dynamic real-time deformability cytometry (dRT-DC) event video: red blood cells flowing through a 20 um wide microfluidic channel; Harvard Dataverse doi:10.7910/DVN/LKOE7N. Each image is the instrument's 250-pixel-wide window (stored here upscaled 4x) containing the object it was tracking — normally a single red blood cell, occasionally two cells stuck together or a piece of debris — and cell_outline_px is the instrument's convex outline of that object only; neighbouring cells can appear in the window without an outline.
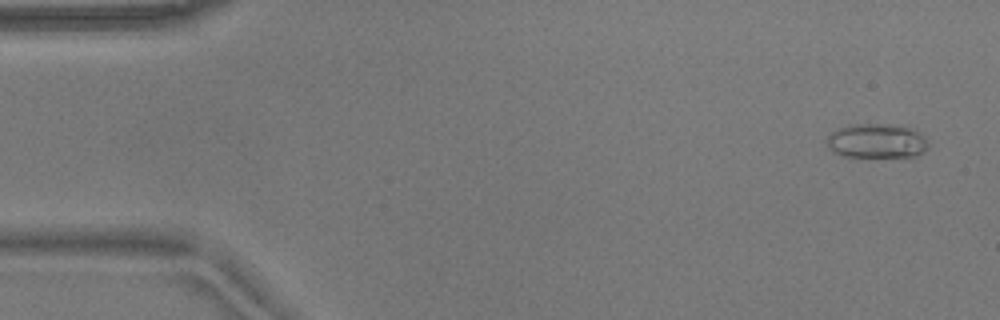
{"species": "common noctule bat (a hibernating species)", "species_latin": "Nyctalus noctula", "temperature_condition": "warm", "stored_images_in_passage": 54, "camera_frame_rate_fps": 3000, "um_per_image_px": 0.085, "animal": {"sex": "male", "body_mass_g": 17.9}, "frame": {"image": 1, "passage_image": 3, "time_ms": 0.667, "image_size_px": [1000, 320], "cell_outline_px": [[928, 148], [924, 152], [916, 156], [844, 156], [832, 152], [828, 148], [828, 136], [836, 128], [848, 124], [904, 124], [916, 128], [924, 136], [928, 144]], "centroid_in_image_um": [74.56, 11.94], "position_along_channel_um": 10.4, "area_um2": 20.75}}
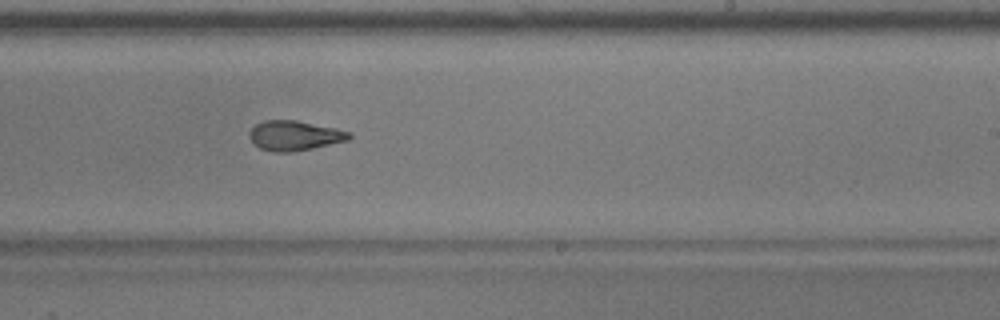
{"frame": {"image": 2, "passage_image": 33, "time_ms": 10.667, "image_size_px": [1000, 320], "cell_outline_px": [[352, 136], [348, 140], [312, 148], [292, 152], [272, 152], [260, 148], [252, 144], [248, 136], [248, 132], [256, 124], [264, 120], [296, 120], [336, 128], [352, 132]], "centroid_in_image_um": [25.01, 11.52], "position_along_channel_um": 264.0, "area_um2": 17.51}}
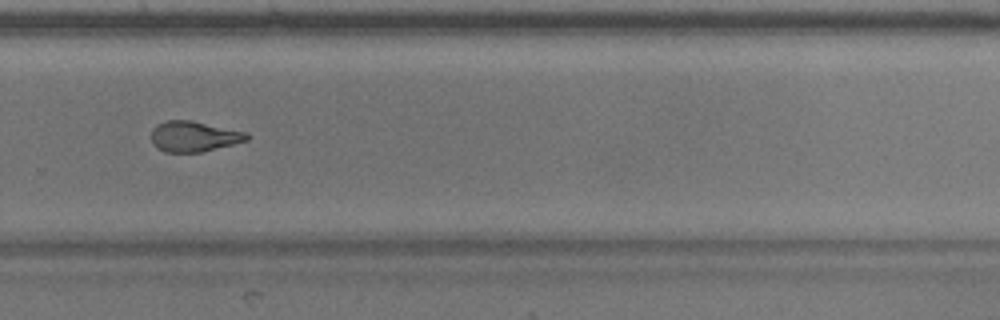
{"frame": {"image": 3, "passage_image": 37, "time_ms": 12.0, "image_size_px": [1000, 320], "cell_outline_px": [[248, 140], [200, 152], [164, 152], [156, 148], [152, 144], [152, 128], [156, 124], [168, 120], [188, 120], [248, 132]], "centroid_in_image_um": [16.44, 11.6], "position_along_channel_um": 313.4, "area_um2": 16.88}, "authors_computed_cell_mechanics": {"area_um2": 17.9758, "velocity_mm_per_s": 3.7116, "shape_relaxation_time_tau1_ms": 8.2803, "shape_relaxation_time_tau2_ms": 2.5181, "deformation_change_tau1": 0.2177, "deformation_change_tau2": 0.1083}}